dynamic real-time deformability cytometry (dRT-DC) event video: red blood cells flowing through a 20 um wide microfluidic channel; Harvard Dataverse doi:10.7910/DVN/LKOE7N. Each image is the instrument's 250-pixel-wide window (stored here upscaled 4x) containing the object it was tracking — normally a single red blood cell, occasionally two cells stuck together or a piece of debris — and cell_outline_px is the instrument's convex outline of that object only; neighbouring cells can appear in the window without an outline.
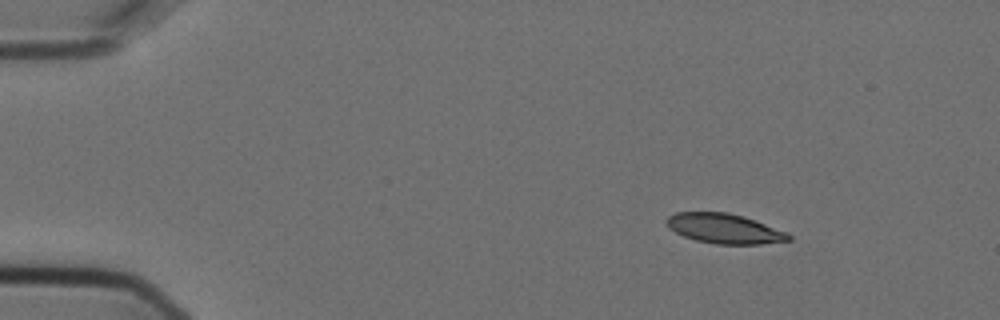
{"species": "Egyptian fruit bat (a non-hibernating species)", "species_latin": "Rousettus aegyptiacus", "temperature_condition": "cold", "stored_images_in_passage": 8, "camera_frame_rate_fps": 3000, "um_per_image_px": 0.085, "animal": {"sex": "female"}, "frame": {"image": 1, "passage_image": 1, "time_ms": 0.0, "image_size_px": [1000, 320], "cell_outline_px": [[792, 240], [760, 244], [716, 244], [696, 240], [684, 236], [668, 228], [664, 220], [668, 216], [676, 212], [728, 212], [744, 216], [788, 232], [792, 236]], "centroid_in_image_um": [61.58, 19.42], "position_along_channel_um": 23.4, "area_um2": 21.39}}
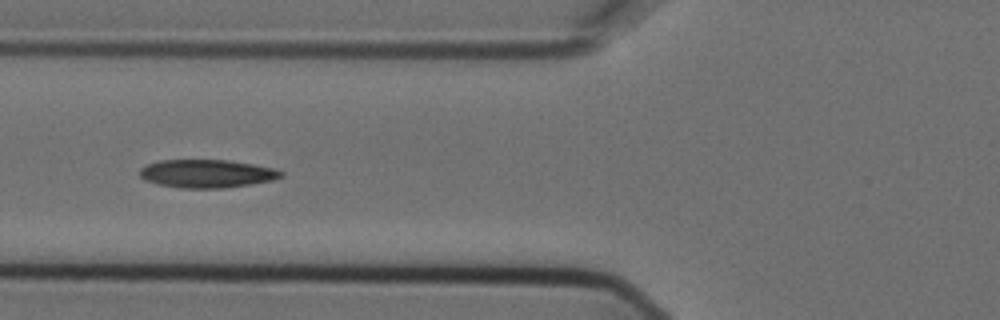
{"frame": {"image": 2, "passage_image": 5, "time_ms": 1.333, "image_size_px": [1000, 320], "cell_outline_px": [[284, 176], [272, 180], [252, 184], [224, 188], [180, 188], [160, 184], [144, 180], [140, 176], [140, 168], [148, 164], [160, 160], [228, 160], [252, 164], [272, 168], [284, 172]], "centroid_in_image_um": [17.59, 14.76], "position_along_channel_um": 108.2, "area_um2": 23.12}}
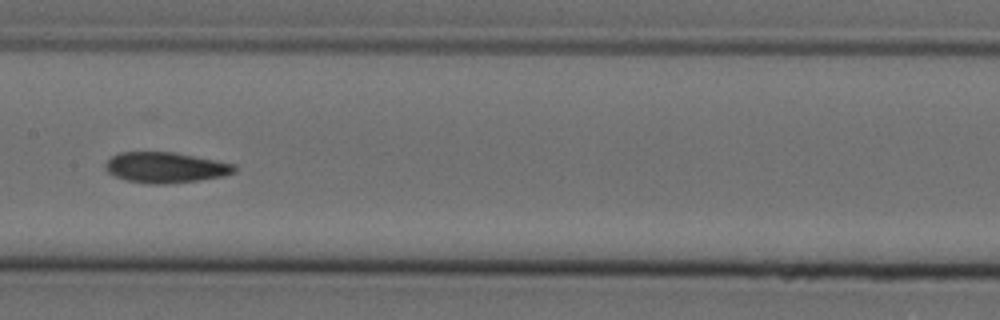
{"frame": {"image": 3, "passage_image": 7, "time_ms": 2.0, "image_size_px": [1000, 320], "cell_outline_px": [[236, 172], [224, 176], [196, 180], [164, 184], [148, 184], [128, 180], [116, 176], [108, 172], [104, 168], [104, 164], [112, 156], [120, 152], [172, 152], [216, 160], [236, 164]], "centroid_in_image_um": [14.07, 14.23], "position_along_channel_um": 193.3, "area_um2": 22.89}}